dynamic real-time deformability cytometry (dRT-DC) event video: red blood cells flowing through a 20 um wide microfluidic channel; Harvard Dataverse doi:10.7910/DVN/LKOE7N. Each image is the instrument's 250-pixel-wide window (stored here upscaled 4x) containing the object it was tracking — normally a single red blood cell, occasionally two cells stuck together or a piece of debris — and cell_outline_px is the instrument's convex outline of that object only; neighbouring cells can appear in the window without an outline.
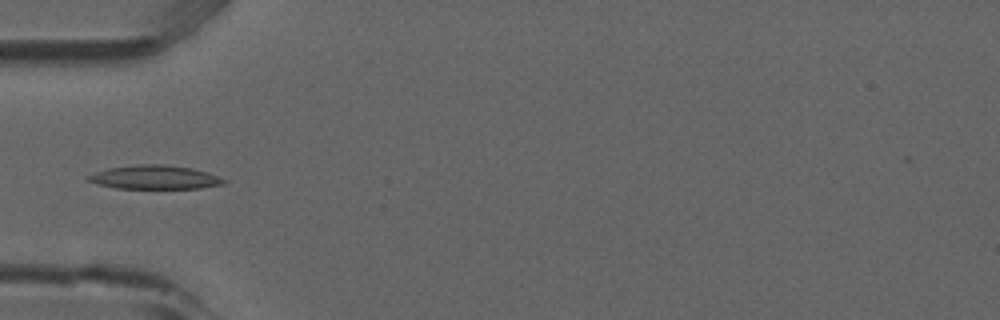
{"species": "common noctule bat (a hibernating species)", "species_latin": "Nyctalus noctula", "temperature_condition": "room temperature", "stored_images_in_passage": 5, "camera_frame_rate_fps": 3000, "um_per_image_px": 0.085, "animal": {"sex": "male", "forearm_length_mm": 52.5}, "frame": {"image": 1, "passage_image": 4, "time_ms": 1.0, "image_size_px": [1000, 320], "cell_outline_px": [[228, 180], [224, 184], [200, 188], [116, 188], [96, 184], [84, 180], [84, 176], [92, 172], [108, 168], [140, 164], [160, 164], [192, 168], [208, 172]], "centroid_in_image_um": [13.09, 15.06], "position_along_channel_um": 71.9, "area_um2": 19.02}}